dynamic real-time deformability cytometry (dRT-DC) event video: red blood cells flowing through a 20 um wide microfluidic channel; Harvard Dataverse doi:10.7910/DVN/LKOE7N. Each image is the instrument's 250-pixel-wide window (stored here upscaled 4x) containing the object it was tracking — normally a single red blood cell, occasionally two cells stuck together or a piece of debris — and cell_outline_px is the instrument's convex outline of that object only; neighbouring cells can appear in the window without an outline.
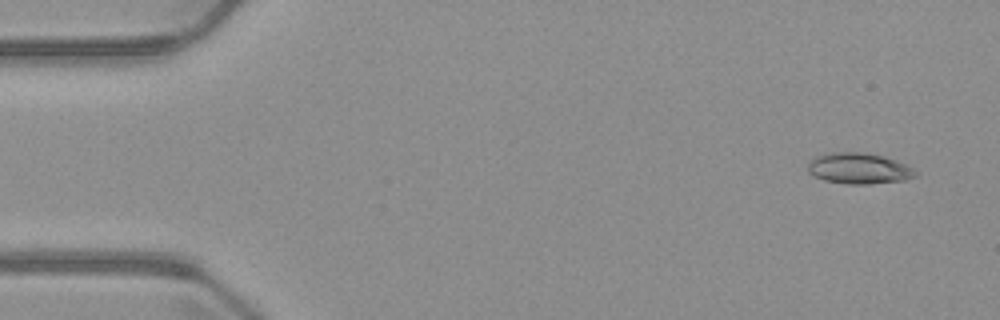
{"species": "common noctule bat (a hibernating species)", "species_latin": "Nyctalus noctula", "temperature_condition": "warm", "stored_images_in_passage": 4, "camera_frame_rate_fps": 3000, "um_per_image_px": 0.085, "animal": {"sex": "male", "body_mass_g": 23.1, "forearm_length_mm": 52.7}, "frame": {"image": 1, "passage_image": 1, "time_ms": 0.0, "image_size_px": [1000, 320], "cell_outline_px": [[920, 172], [916, 176], [904, 180], [872, 184], [848, 184], [824, 180], [808, 172], [808, 164], [816, 156], [828, 152], [860, 152], [884, 156], [896, 160]], "centroid_in_image_um": [73.03, 14.32], "position_along_channel_um": 12.0, "area_um2": 19.42}}
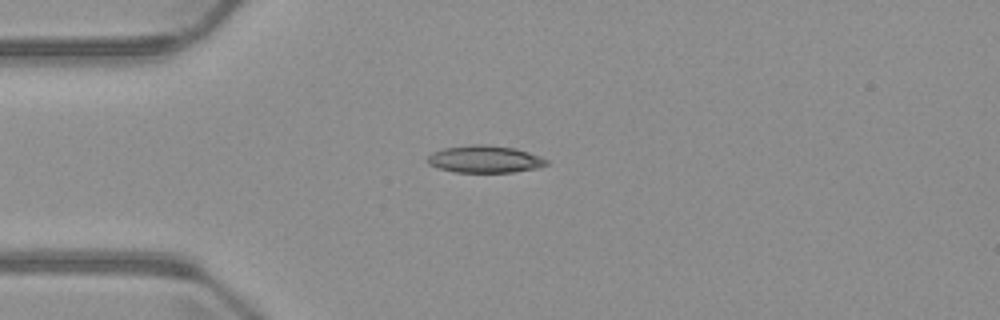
{"frame": {"image": 2, "passage_image": 4, "time_ms": 3.333, "image_size_px": [1000, 320], "cell_outline_px": [[548, 164], [540, 168], [512, 172], [456, 172], [440, 168], [428, 164], [424, 160], [432, 152], [444, 148], [472, 144], [488, 144], [516, 148], [540, 156], [548, 160]], "centroid_in_image_um": [41.21, 13.52], "position_along_channel_um": 43.8, "area_um2": 19.07}}